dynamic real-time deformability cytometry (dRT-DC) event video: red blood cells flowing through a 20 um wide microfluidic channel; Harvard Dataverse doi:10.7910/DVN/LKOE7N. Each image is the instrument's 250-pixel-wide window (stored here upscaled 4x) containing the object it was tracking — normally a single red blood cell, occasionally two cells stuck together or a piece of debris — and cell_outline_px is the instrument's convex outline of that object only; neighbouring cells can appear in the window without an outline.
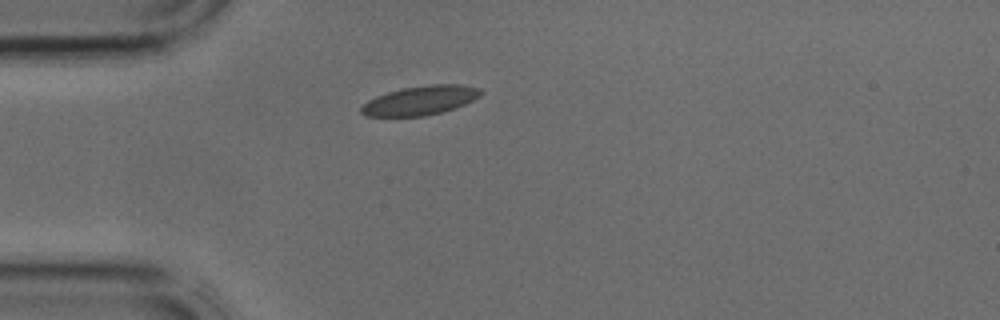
{"species": "common noctule bat (a hibernating species)", "species_latin": "Nyctalus noctula", "temperature_condition": "cold", "stored_images_in_passage": 2, "camera_frame_rate_fps": 3000, "um_per_image_px": 0.085, "animal": {"sex": "male", "body_mass_g": 17.9, "forearm_length_mm": 54.2}, "frame": {"image": 1, "passage_image": 2, "time_ms": 0.333, "image_size_px": [1000, 320], "cell_outline_px": [[484, 92], [480, 96], [456, 108], [424, 116], [364, 116], [360, 112], [360, 108], [368, 100], [376, 96], [388, 92], [404, 88], [432, 84], [460, 84], [480, 88]], "centroid_in_image_um": [35.73, 8.53], "position_along_channel_um": 49.3, "area_um2": 20.23}}